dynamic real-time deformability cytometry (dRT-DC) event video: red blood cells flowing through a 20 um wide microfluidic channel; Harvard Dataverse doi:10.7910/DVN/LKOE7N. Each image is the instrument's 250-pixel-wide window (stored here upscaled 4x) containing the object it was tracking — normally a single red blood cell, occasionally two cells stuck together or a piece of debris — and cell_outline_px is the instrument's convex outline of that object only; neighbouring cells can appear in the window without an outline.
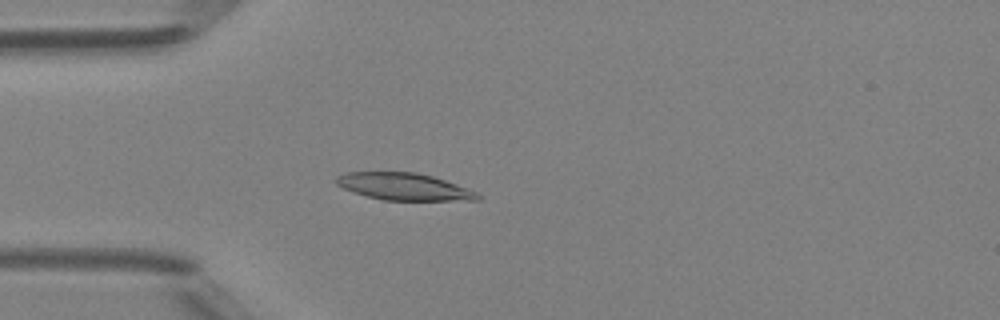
{"species": "Egyptian fruit bat (a non-hibernating species)", "species_latin": "Rousettus aegyptiacus", "temperature_condition": "room temperature", "stored_images_in_passage": 49, "camera_frame_rate_fps": 3000, "um_per_image_px": 0.085, "animal": {"sex": "female"}, "frame": {"image": 1, "passage_image": 14, "time_ms": 4.333, "image_size_px": [1000, 320], "cell_outline_px": [[480, 200], [384, 200], [368, 196], [344, 188], [336, 184], [336, 176], [348, 172], [416, 172], [432, 176], [468, 188], [476, 192], [480, 196]], "centroid_in_image_um": [34.35, 15.86], "position_along_channel_um": 50.6, "area_um2": 22.02}}
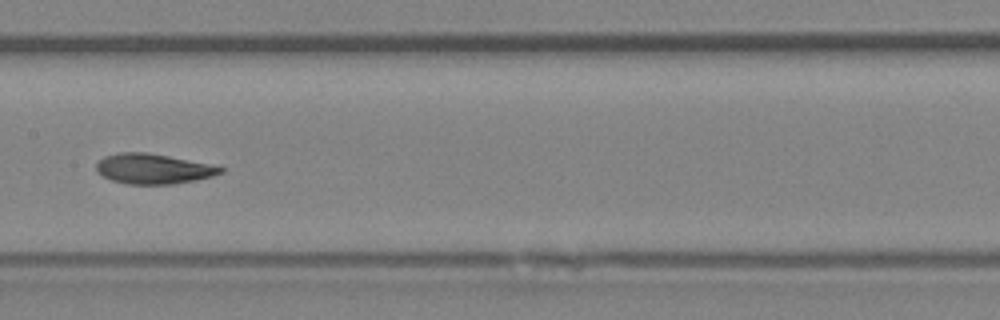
{"frame": {"image": 2, "passage_image": 25, "time_ms": 8.0, "image_size_px": [1000, 320], "cell_outline_px": [[224, 172], [212, 176], [196, 180], [172, 184], [128, 184], [112, 180], [96, 172], [96, 164], [104, 156], [120, 152], [144, 152], [168, 156], [224, 168]], "centroid_in_image_um": [12.98, 14.35], "position_along_channel_um": 194.4, "area_um2": 21.44}}
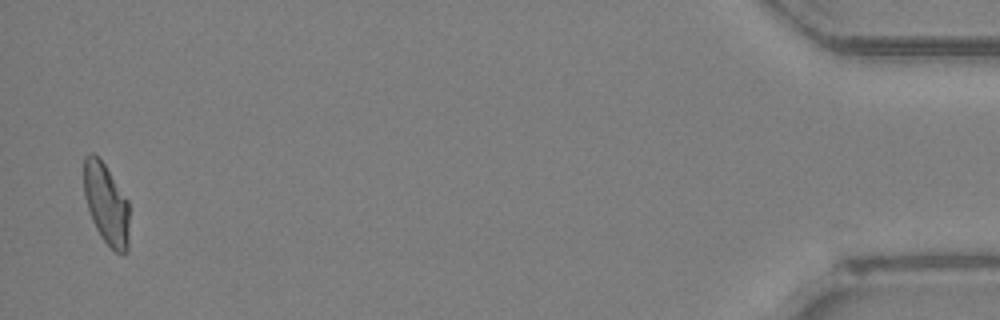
{"frame": {"image": 3, "passage_image": 48, "time_ms": 15.667, "image_size_px": [1000, 320], "cell_outline_px": [[128, 252], [116, 252], [100, 236], [92, 220], [84, 196], [84, 156], [88, 152], [92, 152], [104, 164], [128, 200]], "centroid_in_image_um": [9.02, 17.32], "position_along_channel_um": 426.2, "area_um2": 21.15}, "authors_computed_cell_mechanics": {"area_um2": 22.3108, "velocity_mm_per_s": 4.2123, "shape_relaxation_time_tau1_ms": 5.0635, "shape_relaxation_time_tau2_ms": 1.7938, "deformation_change_tau1": 0.1561, "deformation_change_tau2": 0.0657}}